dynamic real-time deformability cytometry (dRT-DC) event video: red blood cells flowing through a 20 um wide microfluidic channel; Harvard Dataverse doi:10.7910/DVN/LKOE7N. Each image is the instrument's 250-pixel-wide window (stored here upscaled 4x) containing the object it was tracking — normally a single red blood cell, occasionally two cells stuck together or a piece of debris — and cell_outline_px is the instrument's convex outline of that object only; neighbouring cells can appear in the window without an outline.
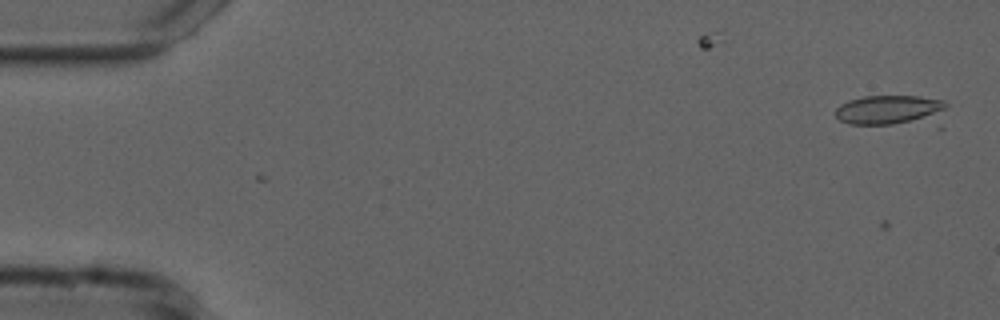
{"species": "common noctule bat (a hibernating species)", "species_latin": "Nyctalus noctula", "temperature_condition": "cold", "stored_images_in_passage": 15, "camera_frame_rate_fps": 3000, "um_per_image_px": 0.085, "animal": {"sex": "male", "forearm_length_mm": 52.5}, "frame": {"image": 1, "passage_image": 2, "time_ms": 0.333, "image_size_px": [1000, 320], "cell_outline_px": [[948, 104], [944, 128], [936, 128], [848, 124], [840, 120], [836, 116], [836, 108], [840, 104], [848, 100], [864, 96], [920, 96], [944, 100]], "centroid_in_image_um": [76.01, 9.48], "position_along_channel_um": 9.0, "area_um2": 22.25}}